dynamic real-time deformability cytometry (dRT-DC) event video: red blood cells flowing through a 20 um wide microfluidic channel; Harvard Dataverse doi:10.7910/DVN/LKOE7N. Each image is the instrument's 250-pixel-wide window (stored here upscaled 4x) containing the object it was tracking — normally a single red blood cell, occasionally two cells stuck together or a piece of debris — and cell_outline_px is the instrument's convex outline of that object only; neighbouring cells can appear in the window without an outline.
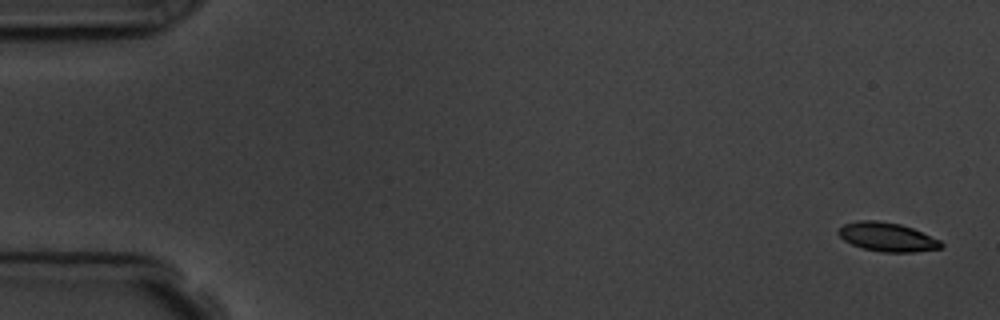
{"species": "common noctule bat (a hibernating species)", "species_latin": "Nyctalus noctula", "temperature_condition": "room temperature", "stored_images_in_passage": 7, "camera_frame_rate_fps": 3000, "um_per_image_px": 0.085, "animal": {"sex": "male", "body_mass_g": 19.5, "forearm_length_mm": 54.6}, "frame": {"image": 1, "passage_image": 1, "time_ms": 0.0, "image_size_px": [1000, 320], "cell_outline_px": [[944, 244], [940, 248], [912, 252], [880, 252], [864, 248], [852, 244], [844, 240], [836, 232], [844, 224], [860, 220], [876, 220], [900, 224], [912, 228], [940, 240]], "centroid_in_image_um": [75.4, 20.14], "position_along_channel_um": 9.6, "area_um2": 17.11}}
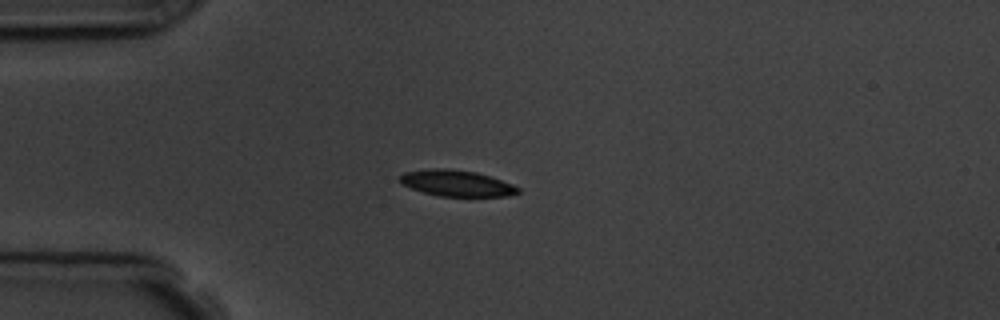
{"frame": {"image": 2, "passage_image": 5, "time_ms": 4.333, "image_size_px": [1000, 320], "cell_outline_px": [[520, 192], [508, 196], [440, 196], [424, 192], [400, 184], [400, 176], [404, 172], [432, 168], [444, 168], [476, 172], [512, 184], [520, 188]], "centroid_in_image_um": [38.8, 15.57], "position_along_channel_um": 46.2, "area_um2": 17.8}}
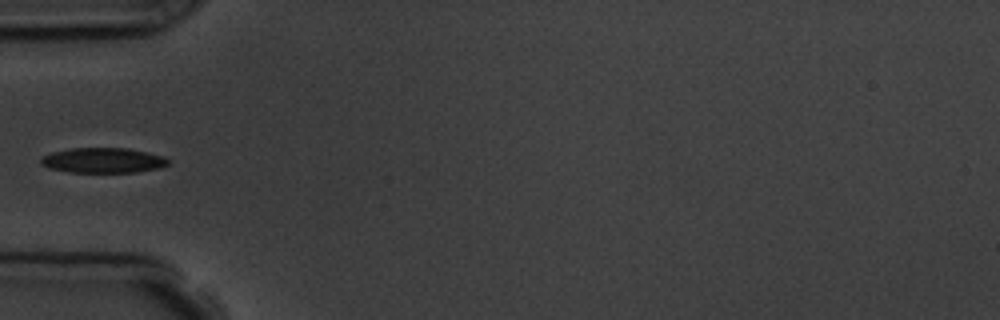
{"frame": {"image": 3, "passage_image": 6, "time_ms": 5.667, "image_size_px": [1000, 320], "cell_outline_px": [[168, 164], [160, 168], [136, 172], [68, 172], [48, 168], [40, 164], [40, 156], [52, 152], [72, 148], [128, 148], [148, 152], [164, 156], [168, 160]], "centroid_in_image_um": [8.73, 13.63], "position_along_channel_um": 76.3, "area_um2": 18.79}}